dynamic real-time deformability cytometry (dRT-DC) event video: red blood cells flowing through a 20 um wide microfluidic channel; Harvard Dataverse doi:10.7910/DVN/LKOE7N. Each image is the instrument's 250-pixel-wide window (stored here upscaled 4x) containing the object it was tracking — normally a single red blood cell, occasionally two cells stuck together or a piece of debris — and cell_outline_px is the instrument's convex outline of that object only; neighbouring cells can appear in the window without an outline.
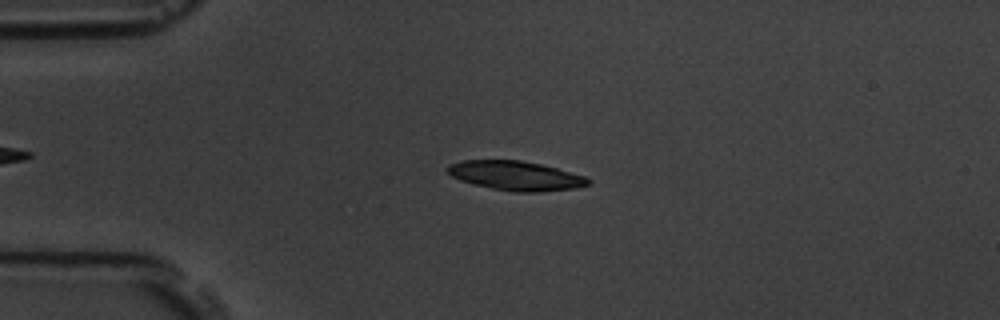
{"species": "common noctule bat (a hibernating species)", "species_latin": "Nyctalus noctula", "temperature_condition": "room temperature", "stored_images_in_passage": 54, "camera_frame_rate_fps": 3000, "um_per_image_px": 0.085, "animal": {"sex": "male", "body_mass_g": 19.5, "forearm_length_mm": 54.6}, "frame": {"image": 1, "passage_image": 13, "time_ms": 4.0, "image_size_px": [1000, 320], "cell_outline_px": [[592, 180], [588, 184], [576, 188], [540, 192], [516, 192], [492, 188], [472, 184], [460, 180], [452, 176], [444, 168], [448, 164], [460, 160], [520, 160], [540, 164], [556, 168], [584, 176]], "centroid_in_image_um": [43.79, 14.93], "position_along_channel_um": 41.2, "area_um2": 24.04}}
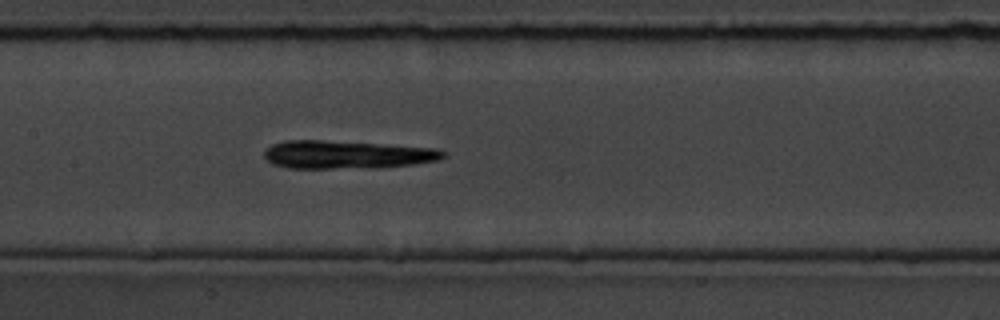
{"frame": {"image": 2, "passage_image": 26, "time_ms": 8.333, "image_size_px": [1000, 320], "cell_outline_px": [[444, 156], [436, 160], [412, 164], [376, 168], [288, 168], [272, 164], [264, 156], [264, 152], [272, 144], [284, 140], [324, 140], [436, 148], [444, 152]], "centroid_in_image_um": [29.42, 13.14], "position_along_channel_um": 178.0, "area_um2": 29.13}}
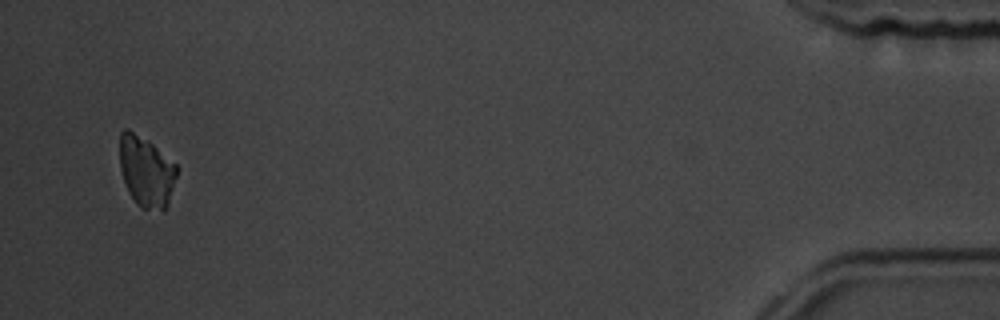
{"frame": {"image": 3, "passage_image": 52, "time_ms": 17.0, "image_size_px": [1000, 320], "cell_outline_px": [[176, 176], [168, 204], [164, 208], [140, 208], [136, 204], [128, 192], [120, 168], [120, 132], [124, 128], [128, 128], [148, 140], [176, 164]], "centroid_in_image_um": [12.4, 14.53], "position_along_channel_um": 422.8, "area_um2": 23.24}, "authors_computed_cell_mechanics": {"area_um2": 26.8192, "velocity_mm_per_s": 3.7741, "shape_relaxation_time_tau1_ms": 4.8202, "shape_relaxation_time_tau2_ms": null, "deformation_change_tau1": 0.1159, "deformation_change_tau2": null}}